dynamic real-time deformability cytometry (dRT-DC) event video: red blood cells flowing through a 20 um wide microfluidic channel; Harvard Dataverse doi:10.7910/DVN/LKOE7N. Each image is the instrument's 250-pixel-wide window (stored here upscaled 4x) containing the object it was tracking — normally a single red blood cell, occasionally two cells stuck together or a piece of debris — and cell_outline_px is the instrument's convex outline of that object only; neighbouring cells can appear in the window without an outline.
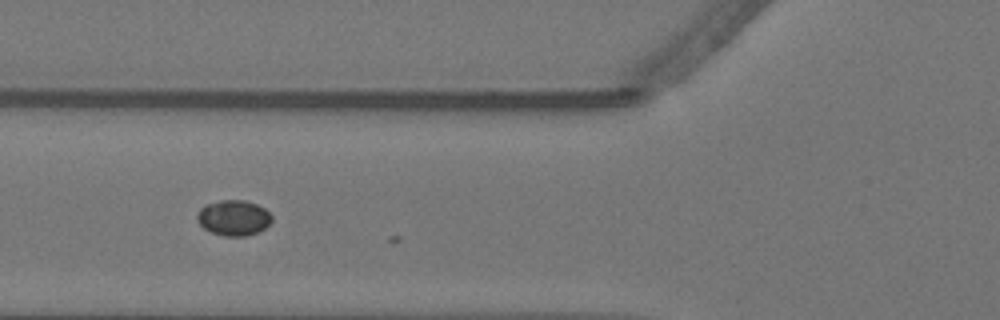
{"species": "Egyptian fruit bat (a non-hibernating species)", "species_latin": "Rousettus aegyptiacus", "temperature_condition": "warm", "stored_images_in_passage": 5, "camera_frame_rate_fps": 3000, "um_per_image_px": 0.085, "animal": {"sex": "female"}, "frame": {"image": 1, "passage_image": 3, "time_ms": 0.667, "image_size_px": [1000, 320], "cell_outline_px": [[272, 220], [264, 228], [256, 232], [244, 236], [224, 236], [212, 232], [204, 228], [196, 220], [196, 216], [200, 208], [204, 204], [220, 200], [244, 200], [256, 204], [264, 208], [272, 216]], "centroid_in_image_um": [19.82, 18.5], "position_along_channel_um": 106.0, "area_um2": 15.37}}